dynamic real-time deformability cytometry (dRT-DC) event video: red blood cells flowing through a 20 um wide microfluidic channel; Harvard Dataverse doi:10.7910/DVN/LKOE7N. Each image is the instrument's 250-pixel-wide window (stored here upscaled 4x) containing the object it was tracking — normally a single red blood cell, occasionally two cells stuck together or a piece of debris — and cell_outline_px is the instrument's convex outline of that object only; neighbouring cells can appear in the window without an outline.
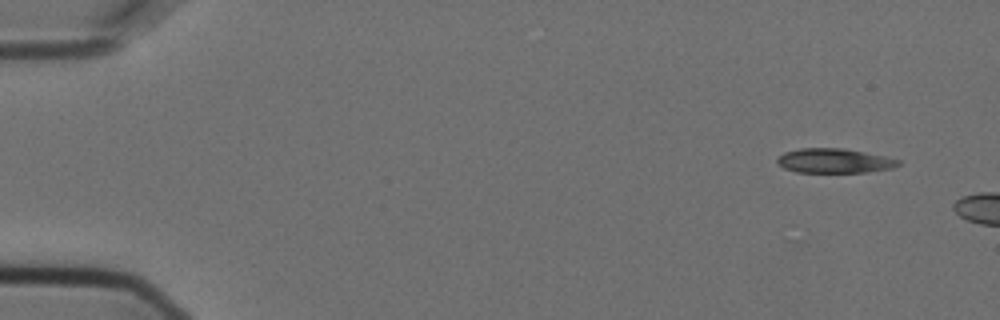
{"species": "Egyptian fruit bat (a non-hibernating species)", "species_latin": "Rousettus aegyptiacus", "temperature_condition": "cold", "stored_images_in_passage": 3, "camera_frame_rate_fps": 3000, "um_per_image_px": 0.085, "animal": {"sex": "female"}, "frame": {"image": 1, "passage_image": 1, "time_ms": 0.0, "image_size_px": [1000, 320], "cell_outline_px": [[900, 164], [892, 168], [868, 172], [796, 172], [784, 168], [776, 164], [776, 156], [784, 152], [800, 148], [844, 148], [884, 156], [900, 160]], "centroid_in_image_um": [70.86, 13.66], "position_along_channel_um": 14.1, "area_um2": 17.4}}